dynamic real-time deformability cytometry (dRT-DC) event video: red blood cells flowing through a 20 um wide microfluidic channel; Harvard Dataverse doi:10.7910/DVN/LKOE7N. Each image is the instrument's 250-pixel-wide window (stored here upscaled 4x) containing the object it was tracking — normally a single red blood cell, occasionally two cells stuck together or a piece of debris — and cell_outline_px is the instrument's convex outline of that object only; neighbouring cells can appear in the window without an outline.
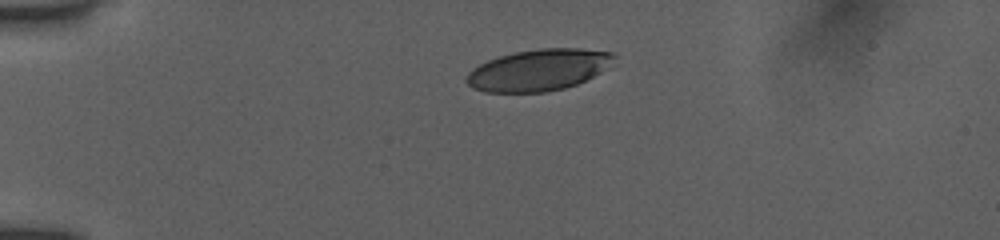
{"species": "human", "species_latin": "Homo sapiens", "temperature_condition": "room temperature", "stored_images_in_passage": 36, "camera_frame_rate_fps": 3000, "um_per_image_px": 0.085, "donor": {"sex": "female"}, "frame": {"image": 1, "passage_image": 1, "time_ms": 0.0, "image_size_px": [1000, 240], "cell_outline_px": [[616, 56], [600, 72], [576, 84], [564, 88], [544, 92], [484, 92], [472, 88], [464, 80], [468, 72], [472, 68], [488, 60], [500, 56], [516, 52], [540, 48], [580, 48], [612, 52]], "centroid_in_image_um": [45.72, 5.95], "position_along_channel_um": 39.3, "area_um2": 35.37}}
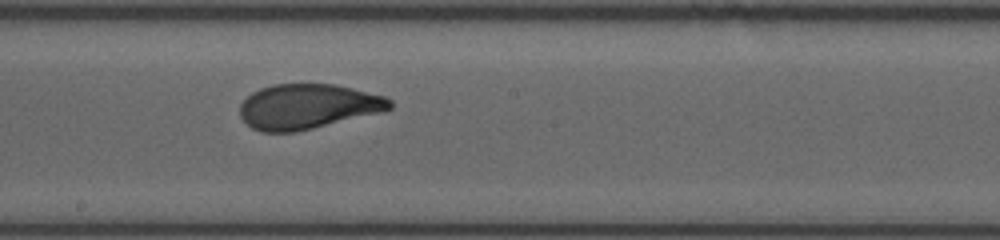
{"frame": {"image": 2, "passage_image": 19, "time_ms": 6.0, "image_size_px": [1000, 240], "cell_outline_px": [[392, 108], [384, 112], [296, 132], [260, 132], [252, 128], [240, 116], [240, 104], [252, 92], [260, 88], [272, 84], [336, 84], [384, 96], [392, 100]], "centroid_in_image_um": [26.17, 9.05], "position_along_channel_um": 222.0, "area_um2": 39.48}}
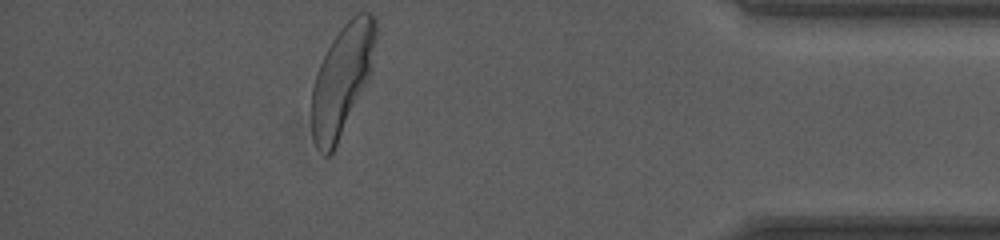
{"frame": {"image": 3, "passage_image": 36, "time_ms": 11.667, "image_size_px": [1000, 240], "cell_outline_px": [[376, 40], [372, 68], [368, 80], [332, 152], [328, 156], [324, 156], [316, 148], [312, 140], [312, 88], [320, 64], [332, 40], [340, 28], [356, 12], [372, 12], [376, 16]], "centroid_in_image_um": [29.08, 6.74], "position_along_channel_um": 406.1, "area_um2": 40.81}, "authors_computed_cell_mechanics": {"area_um2": 39.9109, "velocity_mm_per_s": 3.9034, "shape_relaxation_time_tau1_ms": 3.4365, "shape_relaxation_time_tau2_ms": 0.6712, "deformation_change_tau1": 0.1799, "deformation_change_tau2": 0.0629}}